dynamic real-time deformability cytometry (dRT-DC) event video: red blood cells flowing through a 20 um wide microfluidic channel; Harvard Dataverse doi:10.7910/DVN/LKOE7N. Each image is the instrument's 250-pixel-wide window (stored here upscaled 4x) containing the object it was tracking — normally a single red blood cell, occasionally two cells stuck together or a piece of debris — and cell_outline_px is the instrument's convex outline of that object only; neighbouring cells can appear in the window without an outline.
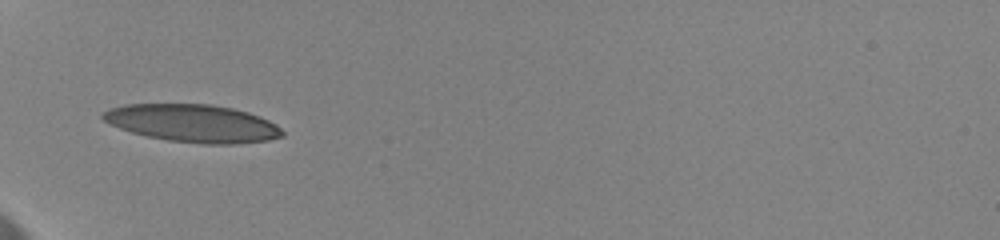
{"species": "human", "species_latin": "Homo sapiens", "temperature_condition": "cold", "stored_images_in_passage": 2, "camera_frame_rate_fps": 3000, "um_per_image_px": 0.085, "donor": {"sex": "female"}, "frame": {"image": 1, "passage_image": 1, "time_ms": 0.0, "image_size_px": [1000, 240], "cell_outline_px": [[284, 136], [268, 140], [236, 144], [204, 144], [168, 140], [148, 136], [132, 132], [108, 124], [100, 116], [100, 112], [108, 108], [124, 104], [212, 104], [232, 108], [248, 112], [260, 116], [276, 124], [284, 132]], "centroid_in_image_um": [16.36, 10.47], "position_along_channel_um": 68.6, "area_um2": 39.65}}